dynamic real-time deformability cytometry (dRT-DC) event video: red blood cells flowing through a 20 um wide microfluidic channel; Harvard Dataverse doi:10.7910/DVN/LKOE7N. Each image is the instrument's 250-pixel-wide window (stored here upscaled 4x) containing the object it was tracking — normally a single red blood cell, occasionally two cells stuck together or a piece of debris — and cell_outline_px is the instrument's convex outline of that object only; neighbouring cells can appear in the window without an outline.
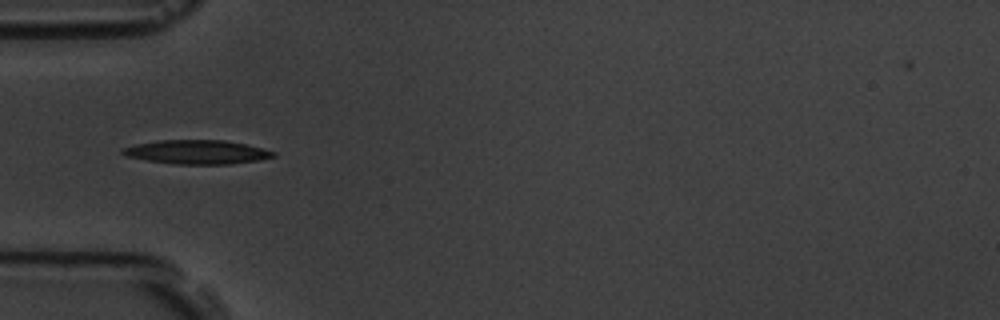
{"species": "common noctule bat (a hibernating species)", "species_latin": "Nyctalus noctula", "temperature_condition": "room temperature", "stored_images_in_passage": 7, "camera_frame_rate_fps": 3000, "um_per_image_px": 0.085, "animal": {"sex": "male", "body_mass_g": 19.5, "forearm_length_mm": 54.6}, "frame": {"image": 1, "passage_image": 6, "time_ms": 5.667, "image_size_px": [1000, 320], "cell_outline_px": [[276, 156], [260, 160], [228, 164], [172, 164], [148, 160], [128, 156], [120, 152], [120, 148], [136, 144], [156, 140], [224, 140], [244, 144], [276, 152]], "centroid_in_image_um": [16.72, 12.92], "position_along_channel_um": 68.3, "area_um2": 20.98}}
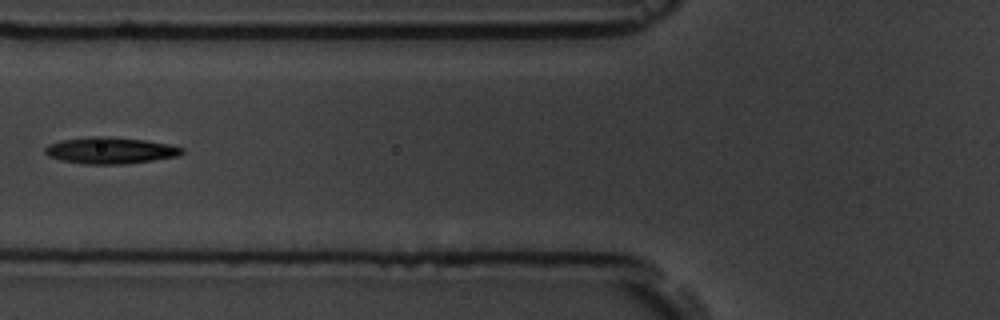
{"frame": {"image": 2, "passage_image": 7, "time_ms": 7.0, "image_size_px": [1000, 320], "cell_outline_px": [[184, 152], [176, 156], [152, 160], [124, 164], [84, 164], [60, 160], [48, 156], [44, 152], [44, 148], [48, 144], [60, 140], [92, 136], [108, 136], [144, 140], [168, 144], [184, 148]], "centroid_in_image_um": [9.32, 12.78], "position_along_channel_um": 116.5, "area_um2": 21.15}}